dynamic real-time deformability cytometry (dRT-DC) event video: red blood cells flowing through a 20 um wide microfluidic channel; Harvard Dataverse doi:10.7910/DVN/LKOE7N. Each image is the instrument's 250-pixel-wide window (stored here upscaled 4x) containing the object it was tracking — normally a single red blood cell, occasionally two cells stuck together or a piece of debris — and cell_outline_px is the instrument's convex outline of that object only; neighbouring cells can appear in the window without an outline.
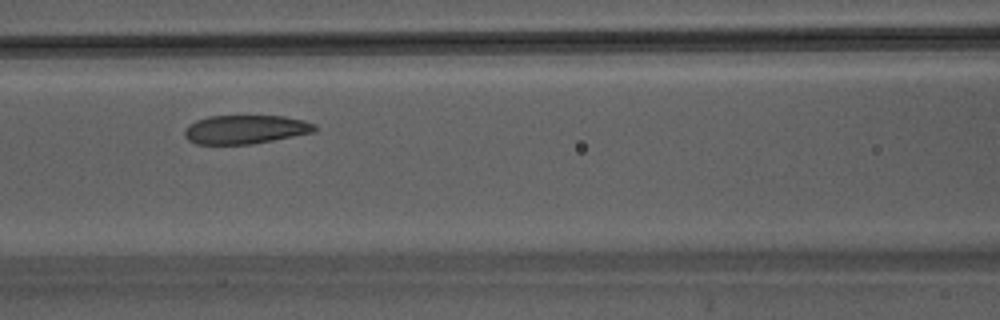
{"species": "Egyptian fruit bat (a non-hibernating species)", "species_latin": "Rousettus aegyptiacus", "temperature_condition": "warm", "stored_images_in_passage": 22, "camera_frame_rate_fps": 3000, "um_per_image_px": 0.085, "animal": {"sex": "male"}, "frame": {"image": 1, "passage_image": 12, "time_ms": 3.667, "image_size_px": [1000, 320], "cell_outline_px": [[316, 132], [252, 144], [196, 144], [188, 140], [184, 136], [184, 128], [188, 124], [196, 120], [208, 116], [284, 116], [304, 120], [316, 124]], "centroid_in_image_um": [20.85, 11.0], "position_along_channel_um": 145.8, "area_um2": 22.02}}
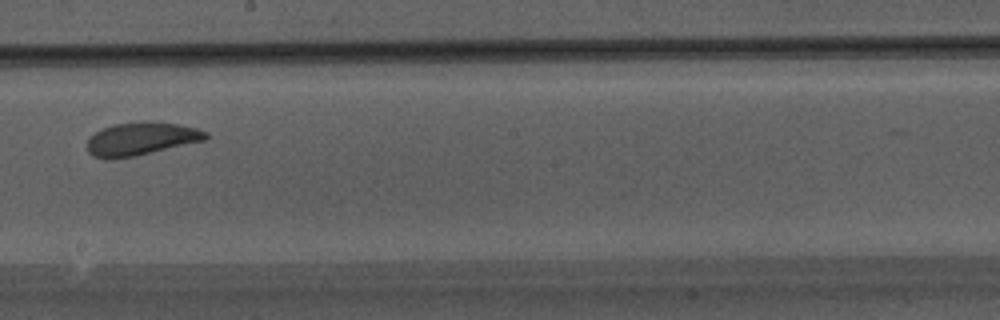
{"frame": {"image": 2, "passage_image": 18, "time_ms": 5.667, "image_size_px": [1000, 320], "cell_outline_px": [[208, 140], [136, 156], [112, 160], [104, 160], [92, 156], [88, 152], [88, 136], [100, 128], [116, 124], [144, 120], [148, 120], [176, 124], [196, 128], [208, 132]], "centroid_in_image_um": [11.97, 11.81], "position_along_channel_um": 236.2, "area_um2": 23.47}}
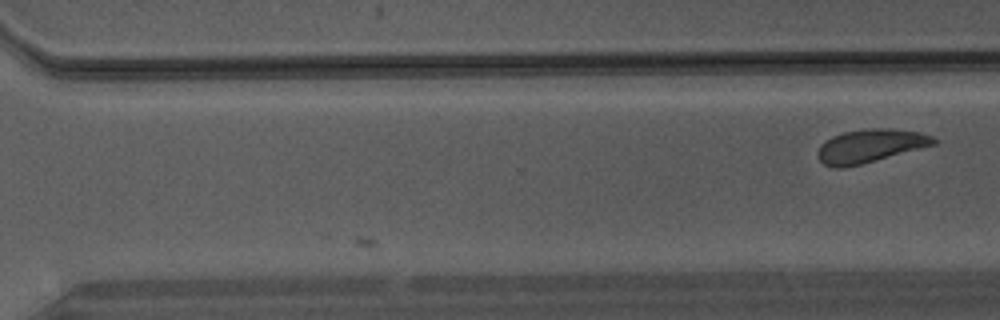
{"frame": {"image": 3, "passage_image": 22, "time_ms": 7.0, "image_size_px": [1000, 320], "cell_outline_px": [[936, 144], [876, 160], [844, 168], [832, 168], [824, 164], [816, 156], [816, 152], [820, 144], [824, 140], [832, 136], [844, 132], [868, 128], [888, 128], [920, 132], [932, 136], [936, 140]], "centroid_in_image_um": [73.9, 12.4], "position_along_channel_um": 296.7, "area_um2": 22.54}}